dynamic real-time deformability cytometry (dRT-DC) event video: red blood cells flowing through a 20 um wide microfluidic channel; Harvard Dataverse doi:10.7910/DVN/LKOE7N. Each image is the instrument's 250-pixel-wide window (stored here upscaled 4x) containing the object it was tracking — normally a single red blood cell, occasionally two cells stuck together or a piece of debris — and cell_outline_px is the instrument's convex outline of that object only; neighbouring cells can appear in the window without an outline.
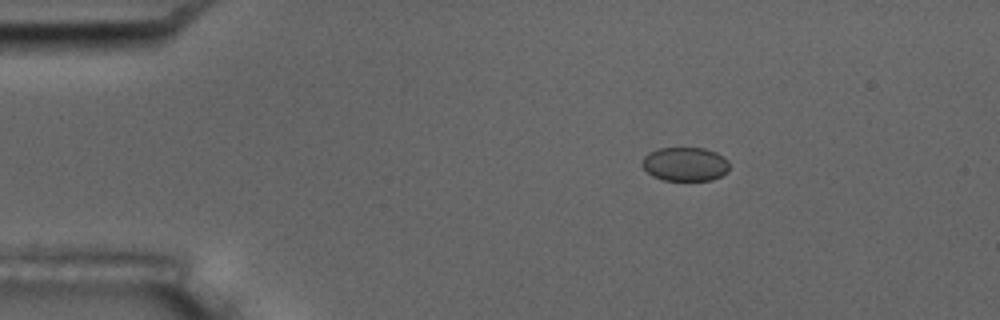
{"species": "common noctule bat (a hibernating species)", "species_latin": "Nyctalus noctula", "temperature_condition": "room temperature", "stored_images_in_passage": 5, "camera_frame_rate_fps": 3000, "um_per_image_px": 0.085, "animal": {"sex": "male", "body_mass_g": 17.5, "forearm_length_mm": 52.3}, "frame": {"image": 1, "passage_image": 3, "time_ms": 2.333, "image_size_px": [1000, 320], "cell_outline_px": [[728, 172], [712, 180], [664, 180], [652, 176], [644, 168], [644, 156], [648, 152], [660, 148], [704, 148], [716, 152], [724, 156], [728, 160]], "centroid_in_image_um": [58.27, 13.94], "position_along_channel_um": 26.7, "area_um2": 17.17}}